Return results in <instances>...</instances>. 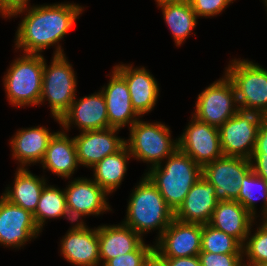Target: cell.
Returning <instances> with one entry per match:
<instances>
[{"label": "cell", "instance_id": "cell-1", "mask_svg": "<svg viewBox=\"0 0 267 266\" xmlns=\"http://www.w3.org/2000/svg\"><path fill=\"white\" fill-rule=\"evenodd\" d=\"M84 9L74 2H56L33 4L16 12L11 18L21 15L22 19L15 32L14 50L42 55L44 50L54 46L52 55L65 54L59 42L71 31Z\"/></svg>", "mask_w": 267, "mask_h": 266}, {"label": "cell", "instance_id": "cell-2", "mask_svg": "<svg viewBox=\"0 0 267 266\" xmlns=\"http://www.w3.org/2000/svg\"><path fill=\"white\" fill-rule=\"evenodd\" d=\"M143 175L129 196L122 223L142 237L158 230L156 241L174 219V211L151 180Z\"/></svg>", "mask_w": 267, "mask_h": 266}, {"label": "cell", "instance_id": "cell-3", "mask_svg": "<svg viewBox=\"0 0 267 266\" xmlns=\"http://www.w3.org/2000/svg\"><path fill=\"white\" fill-rule=\"evenodd\" d=\"M144 174L175 212L184 202L191 187L202 176V167L178 148L160 165L146 170Z\"/></svg>", "mask_w": 267, "mask_h": 266}, {"label": "cell", "instance_id": "cell-4", "mask_svg": "<svg viewBox=\"0 0 267 266\" xmlns=\"http://www.w3.org/2000/svg\"><path fill=\"white\" fill-rule=\"evenodd\" d=\"M21 54L12 60L2 77L6 99L16 108L38 106L42 92L45 56Z\"/></svg>", "mask_w": 267, "mask_h": 266}, {"label": "cell", "instance_id": "cell-5", "mask_svg": "<svg viewBox=\"0 0 267 266\" xmlns=\"http://www.w3.org/2000/svg\"><path fill=\"white\" fill-rule=\"evenodd\" d=\"M50 61L48 65L44 58L39 106L48 102L51 117L60 125L61 117L77 97V72L65 54L53 55Z\"/></svg>", "mask_w": 267, "mask_h": 266}, {"label": "cell", "instance_id": "cell-6", "mask_svg": "<svg viewBox=\"0 0 267 266\" xmlns=\"http://www.w3.org/2000/svg\"><path fill=\"white\" fill-rule=\"evenodd\" d=\"M171 128L163 122L137 120L128 130L125 144L132 159L146 163L150 170L160 165L178 149V138L171 136Z\"/></svg>", "mask_w": 267, "mask_h": 266}, {"label": "cell", "instance_id": "cell-7", "mask_svg": "<svg viewBox=\"0 0 267 266\" xmlns=\"http://www.w3.org/2000/svg\"><path fill=\"white\" fill-rule=\"evenodd\" d=\"M224 71L234 84L239 109L267 117V69L240 57L230 60Z\"/></svg>", "mask_w": 267, "mask_h": 266}, {"label": "cell", "instance_id": "cell-8", "mask_svg": "<svg viewBox=\"0 0 267 266\" xmlns=\"http://www.w3.org/2000/svg\"><path fill=\"white\" fill-rule=\"evenodd\" d=\"M239 110L234 84L224 73L198 94L191 115L199 121L219 128Z\"/></svg>", "mask_w": 267, "mask_h": 266}, {"label": "cell", "instance_id": "cell-9", "mask_svg": "<svg viewBox=\"0 0 267 266\" xmlns=\"http://www.w3.org/2000/svg\"><path fill=\"white\" fill-rule=\"evenodd\" d=\"M263 118L257 112L239 110L224 122L218 128L223 155L251 159Z\"/></svg>", "mask_w": 267, "mask_h": 266}, {"label": "cell", "instance_id": "cell-10", "mask_svg": "<svg viewBox=\"0 0 267 266\" xmlns=\"http://www.w3.org/2000/svg\"><path fill=\"white\" fill-rule=\"evenodd\" d=\"M65 190L67 210L73 223H85L86 216H100L113 211L108 194L91 178H69Z\"/></svg>", "mask_w": 267, "mask_h": 266}, {"label": "cell", "instance_id": "cell-11", "mask_svg": "<svg viewBox=\"0 0 267 266\" xmlns=\"http://www.w3.org/2000/svg\"><path fill=\"white\" fill-rule=\"evenodd\" d=\"M252 169L251 160L223 156L202 167V176L215 187L218 201H236L243 177Z\"/></svg>", "mask_w": 267, "mask_h": 266}, {"label": "cell", "instance_id": "cell-12", "mask_svg": "<svg viewBox=\"0 0 267 266\" xmlns=\"http://www.w3.org/2000/svg\"><path fill=\"white\" fill-rule=\"evenodd\" d=\"M190 116V122L178 136V148L203 167L224 156L219 130Z\"/></svg>", "mask_w": 267, "mask_h": 266}, {"label": "cell", "instance_id": "cell-13", "mask_svg": "<svg viewBox=\"0 0 267 266\" xmlns=\"http://www.w3.org/2000/svg\"><path fill=\"white\" fill-rule=\"evenodd\" d=\"M33 214L0 195V245L20 250L39 237Z\"/></svg>", "mask_w": 267, "mask_h": 266}, {"label": "cell", "instance_id": "cell-14", "mask_svg": "<svg viewBox=\"0 0 267 266\" xmlns=\"http://www.w3.org/2000/svg\"><path fill=\"white\" fill-rule=\"evenodd\" d=\"M202 224L173 219L154 241V251L161 258L197 256L201 252Z\"/></svg>", "mask_w": 267, "mask_h": 266}, {"label": "cell", "instance_id": "cell-15", "mask_svg": "<svg viewBox=\"0 0 267 266\" xmlns=\"http://www.w3.org/2000/svg\"><path fill=\"white\" fill-rule=\"evenodd\" d=\"M60 255L73 266H101L98 226L72 223L60 240Z\"/></svg>", "mask_w": 267, "mask_h": 266}, {"label": "cell", "instance_id": "cell-16", "mask_svg": "<svg viewBox=\"0 0 267 266\" xmlns=\"http://www.w3.org/2000/svg\"><path fill=\"white\" fill-rule=\"evenodd\" d=\"M79 132L109 128L105 99L101 90L74 99L69 110L60 119V128L69 132L72 126Z\"/></svg>", "mask_w": 267, "mask_h": 266}, {"label": "cell", "instance_id": "cell-17", "mask_svg": "<svg viewBox=\"0 0 267 266\" xmlns=\"http://www.w3.org/2000/svg\"><path fill=\"white\" fill-rule=\"evenodd\" d=\"M114 68L125 78L129 89L131 104L142 118L154 110L160 95V88L155 76L144 66L119 63Z\"/></svg>", "mask_w": 267, "mask_h": 266}, {"label": "cell", "instance_id": "cell-18", "mask_svg": "<svg viewBox=\"0 0 267 266\" xmlns=\"http://www.w3.org/2000/svg\"><path fill=\"white\" fill-rule=\"evenodd\" d=\"M121 129L106 128L81 132L74 136L80 166L92 168L104 157L117 153L125 144V138L117 134Z\"/></svg>", "mask_w": 267, "mask_h": 266}, {"label": "cell", "instance_id": "cell-19", "mask_svg": "<svg viewBox=\"0 0 267 266\" xmlns=\"http://www.w3.org/2000/svg\"><path fill=\"white\" fill-rule=\"evenodd\" d=\"M106 75L110 79L100 88L103 93L109 127L124 129L130 128L141 117L136 113L131 104V98L125 78L114 68Z\"/></svg>", "mask_w": 267, "mask_h": 266}, {"label": "cell", "instance_id": "cell-20", "mask_svg": "<svg viewBox=\"0 0 267 266\" xmlns=\"http://www.w3.org/2000/svg\"><path fill=\"white\" fill-rule=\"evenodd\" d=\"M55 133L40 125L18 129L9 140L11 155L18 162V168L40 164Z\"/></svg>", "mask_w": 267, "mask_h": 266}, {"label": "cell", "instance_id": "cell-21", "mask_svg": "<svg viewBox=\"0 0 267 266\" xmlns=\"http://www.w3.org/2000/svg\"><path fill=\"white\" fill-rule=\"evenodd\" d=\"M217 203L214 185L201 176L174 212V218L186 223L208 224Z\"/></svg>", "mask_w": 267, "mask_h": 266}, {"label": "cell", "instance_id": "cell-22", "mask_svg": "<svg viewBox=\"0 0 267 266\" xmlns=\"http://www.w3.org/2000/svg\"><path fill=\"white\" fill-rule=\"evenodd\" d=\"M40 165L43 172L48 170L62 179H72L75 171L80 167L74 137H69L62 129L56 131L49 141Z\"/></svg>", "mask_w": 267, "mask_h": 266}, {"label": "cell", "instance_id": "cell-23", "mask_svg": "<svg viewBox=\"0 0 267 266\" xmlns=\"http://www.w3.org/2000/svg\"><path fill=\"white\" fill-rule=\"evenodd\" d=\"M98 238L101 266L116 256L135 251L144 242L141 235L122 222L99 225Z\"/></svg>", "mask_w": 267, "mask_h": 266}, {"label": "cell", "instance_id": "cell-24", "mask_svg": "<svg viewBox=\"0 0 267 266\" xmlns=\"http://www.w3.org/2000/svg\"><path fill=\"white\" fill-rule=\"evenodd\" d=\"M13 180L12 185L8 184L1 195L11 203L34 214L41 192L48 182L45 174L38 176L33 174L29 168L17 167Z\"/></svg>", "mask_w": 267, "mask_h": 266}, {"label": "cell", "instance_id": "cell-25", "mask_svg": "<svg viewBox=\"0 0 267 266\" xmlns=\"http://www.w3.org/2000/svg\"><path fill=\"white\" fill-rule=\"evenodd\" d=\"M255 220L238 201H218L209 224L243 245Z\"/></svg>", "mask_w": 267, "mask_h": 266}, {"label": "cell", "instance_id": "cell-26", "mask_svg": "<svg viewBox=\"0 0 267 266\" xmlns=\"http://www.w3.org/2000/svg\"><path fill=\"white\" fill-rule=\"evenodd\" d=\"M129 159L132 160V156L125 145L117 153L104 157L90 168L93 171L92 179L111 196L124 181Z\"/></svg>", "mask_w": 267, "mask_h": 266}, {"label": "cell", "instance_id": "cell-27", "mask_svg": "<svg viewBox=\"0 0 267 266\" xmlns=\"http://www.w3.org/2000/svg\"><path fill=\"white\" fill-rule=\"evenodd\" d=\"M157 7L161 8L163 20L172 34L175 46L183 45L198 24V17L190 2L164 3Z\"/></svg>", "mask_w": 267, "mask_h": 266}, {"label": "cell", "instance_id": "cell-28", "mask_svg": "<svg viewBox=\"0 0 267 266\" xmlns=\"http://www.w3.org/2000/svg\"><path fill=\"white\" fill-rule=\"evenodd\" d=\"M33 218L41 232L48 219L64 218L72 224L67 210L65 190L47 183L41 192Z\"/></svg>", "mask_w": 267, "mask_h": 266}, {"label": "cell", "instance_id": "cell-29", "mask_svg": "<svg viewBox=\"0 0 267 266\" xmlns=\"http://www.w3.org/2000/svg\"><path fill=\"white\" fill-rule=\"evenodd\" d=\"M257 192V193H256ZM261 194V195H260ZM263 204L258 214L257 200ZM254 218L267 219V181L258 176L252 169L243 177L237 200ZM262 217H260V216Z\"/></svg>", "mask_w": 267, "mask_h": 266}, {"label": "cell", "instance_id": "cell-30", "mask_svg": "<svg viewBox=\"0 0 267 266\" xmlns=\"http://www.w3.org/2000/svg\"><path fill=\"white\" fill-rule=\"evenodd\" d=\"M201 252L243 254L242 244L232 236L208 224H202Z\"/></svg>", "mask_w": 267, "mask_h": 266}, {"label": "cell", "instance_id": "cell-31", "mask_svg": "<svg viewBox=\"0 0 267 266\" xmlns=\"http://www.w3.org/2000/svg\"><path fill=\"white\" fill-rule=\"evenodd\" d=\"M255 222L256 220L252 224L246 240L242 245L243 262L267 264V219H259L258 226ZM254 225L257 226L256 230L253 228Z\"/></svg>", "mask_w": 267, "mask_h": 266}, {"label": "cell", "instance_id": "cell-32", "mask_svg": "<svg viewBox=\"0 0 267 266\" xmlns=\"http://www.w3.org/2000/svg\"><path fill=\"white\" fill-rule=\"evenodd\" d=\"M154 252L153 245L143 242L135 251L116 256L110 259L104 266H145L147 259Z\"/></svg>", "mask_w": 267, "mask_h": 266}, {"label": "cell", "instance_id": "cell-33", "mask_svg": "<svg viewBox=\"0 0 267 266\" xmlns=\"http://www.w3.org/2000/svg\"><path fill=\"white\" fill-rule=\"evenodd\" d=\"M236 0H189L198 18H212L222 12Z\"/></svg>", "mask_w": 267, "mask_h": 266}, {"label": "cell", "instance_id": "cell-34", "mask_svg": "<svg viewBox=\"0 0 267 266\" xmlns=\"http://www.w3.org/2000/svg\"><path fill=\"white\" fill-rule=\"evenodd\" d=\"M198 257L201 266H242L243 264V254L200 252Z\"/></svg>", "mask_w": 267, "mask_h": 266}, {"label": "cell", "instance_id": "cell-35", "mask_svg": "<svg viewBox=\"0 0 267 266\" xmlns=\"http://www.w3.org/2000/svg\"><path fill=\"white\" fill-rule=\"evenodd\" d=\"M30 0H0V16L11 19L18 11L31 7Z\"/></svg>", "mask_w": 267, "mask_h": 266}, {"label": "cell", "instance_id": "cell-36", "mask_svg": "<svg viewBox=\"0 0 267 266\" xmlns=\"http://www.w3.org/2000/svg\"><path fill=\"white\" fill-rule=\"evenodd\" d=\"M250 160L252 170L267 181V154L253 153Z\"/></svg>", "mask_w": 267, "mask_h": 266}, {"label": "cell", "instance_id": "cell-37", "mask_svg": "<svg viewBox=\"0 0 267 266\" xmlns=\"http://www.w3.org/2000/svg\"><path fill=\"white\" fill-rule=\"evenodd\" d=\"M254 153L267 154V117L263 118L259 126Z\"/></svg>", "mask_w": 267, "mask_h": 266}, {"label": "cell", "instance_id": "cell-38", "mask_svg": "<svg viewBox=\"0 0 267 266\" xmlns=\"http://www.w3.org/2000/svg\"><path fill=\"white\" fill-rule=\"evenodd\" d=\"M168 266H201L198 255L180 258H162Z\"/></svg>", "mask_w": 267, "mask_h": 266}, {"label": "cell", "instance_id": "cell-39", "mask_svg": "<svg viewBox=\"0 0 267 266\" xmlns=\"http://www.w3.org/2000/svg\"><path fill=\"white\" fill-rule=\"evenodd\" d=\"M145 266H168L164 259H162L155 251L147 259Z\"/></svg>", "mask_w": 267, "mask_h": 266}, {"label": "cell", "instance_id": "cell-40", "mask_svg": "<svg viewBox=\"0 0 267 266\" xmlns=\"http://www.w3.org/2000/svg\"><path fill=\"white\" fill-rule=\"evenodd\" d=\"M189 0H155L156 5H161L164 3H175V2H187Z\"/></svg>", "mask_w": 267, "mask_h": 266}, {"label": "cell", "instance_id": "cell-41", "mask_svg": "<svg viewBox=\"0 0 267 266\" xmlns=\"http://www.w3.org/2000/svg\"><path fill=\"white\" fill-rule=\"evenodd\" d=\"M242 266H267L265 263H252V262H243Z\"/></svg>", "mask_w": 267, "mask_h": 266}, {"label": "cell", "instance_id": "cell-42", "mask_svg": "<svg viewBox=\"0 0 267 266\" xmlns=\"http://www.w3.org/2000/svg\"><path fill=\"white\" fill-rule=\"evenodd\" d=\"M263 4H265L266 8H267V0H263ZM267 11V10H266Z\"/></svg>", "mask_w": 267, "mask_h": 266}]
</instances>
